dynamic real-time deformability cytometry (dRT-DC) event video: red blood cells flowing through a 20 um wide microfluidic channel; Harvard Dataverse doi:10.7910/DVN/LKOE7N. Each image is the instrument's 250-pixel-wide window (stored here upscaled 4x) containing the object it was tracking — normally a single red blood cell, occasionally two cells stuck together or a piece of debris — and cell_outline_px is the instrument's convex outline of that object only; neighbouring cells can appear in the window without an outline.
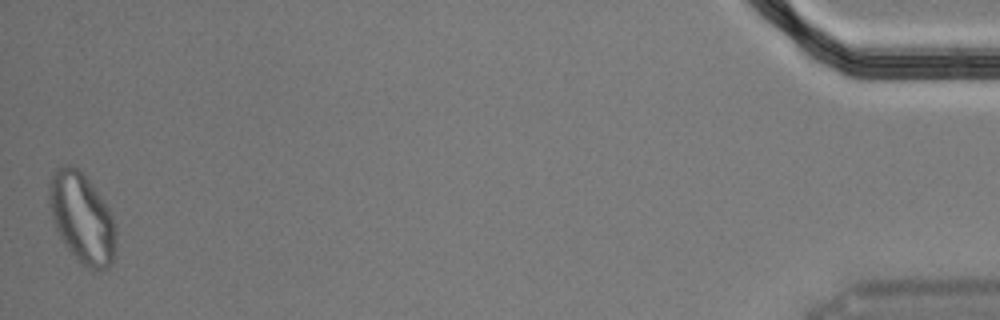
{"species": "Egyptian fruit bat (a non-hibernating species)", "species_latin": "Rousettus aegyptiacus", "temperature_condition": "cold", "stored_images_in_passage": 55, "segment_of_instrument_passage": [2, 2], "camera_frame_rate_fps": 3000, "um_per_image_px": 0.085, "animal": {"sex": "male"}, "frame": {"image": 1, "passage_image": 55, "time_ms": 18.0, "image_size_px": [1000, 320], "cell_outline_px": [[116, 252], [112, 264], [108, 268], [96, 272], [92, 272], [80, 264], [68, 248], [56, 228], [52, 216], [48, 200], [48, 184], [52, 172], [56, 168], [64, 164], [72, 164], [88, 180], [108, 208], [116, 224]], "centroid_in_image_um": [6.98, 18.58], "position_along_channel_um": 428.2, "area_um2": 35.37}}